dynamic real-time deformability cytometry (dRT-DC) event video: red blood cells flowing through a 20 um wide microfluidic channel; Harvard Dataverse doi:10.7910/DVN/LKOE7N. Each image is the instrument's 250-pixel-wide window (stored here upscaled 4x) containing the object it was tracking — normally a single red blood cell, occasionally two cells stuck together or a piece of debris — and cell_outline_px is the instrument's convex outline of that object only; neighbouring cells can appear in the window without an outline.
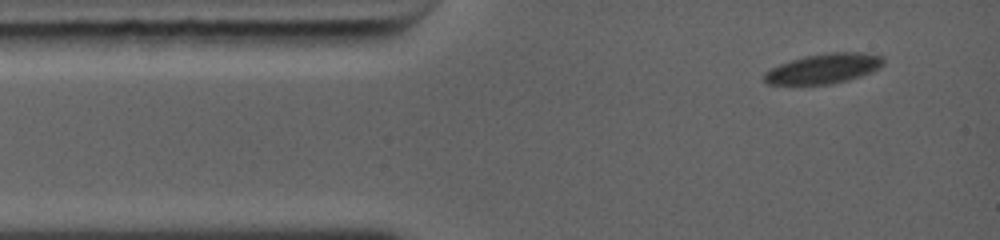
{"species": "common noctule bat (a hibernating species)", "species_latin": "Nyctalus noctula", "temperature_condition": "warm", "stored_images_in_passage": 6, "camera_frame_rate_fps": 5000, "um_per_image_px": 0.085, "animal": {"sex": "female", "body_mass_g": 19.0, "forearm_length_mm": 56.7}, "frame": {"image": 1, "passage_image": 1, "time_ms": 0.0, "image_size_px": [1000, 240], "cell_outline_px": [[884, 64], [880, 68], [860, 76], [848, 80], [828, 84], [768, 84], [764, 80], [764, 72], [780, 64], [804, 56], [832, 52], [864, 52], [880, 56], [884, 60]], "centroid_in_image_um": [70.03, 5.82], "position_along_channel_um": 15.0, "area_um2": 20.58}}
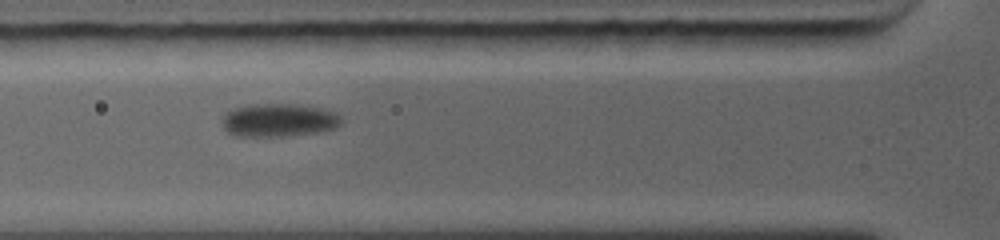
{"frame": {"image": 2, "passage_image": 5, "time_ms": 3.2, "image_size_px": [1000, 240], "cell_outline_px": [[340, 124], [336, 128], [316, 132], [280, 136], [236, 136], [228, 132], [224, 128], [224, 112], [248, 104], [300, 104], [324, 108], [340, 116]], "centroid_in_image_um": [23.69, 10.2], "position_along_channel_um": 102.1, "area_um2": 22.89}}
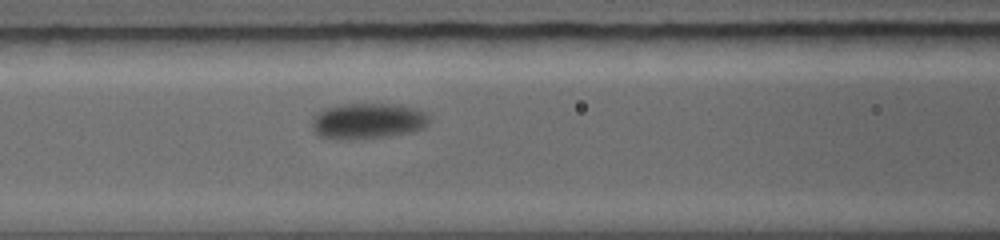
{"frame": {"image": 3, "passage_image": 6, "time_ms": 4.0, "image_size_px": [1000, 240], "cell_outline_px": [[432, 116], [428, 124], [424, 128], [408, 132], [384, 136], [352, 140], [320, 136], [316, 132], [312, 124], [312, 116], [316, 112], [324, 108], [336, 104], [400, 104], [416, 108]], "centroid_in_image_um": [31.27, 10.26], "position_along_channel_um": 135.3, "area_um2": 24.62}}